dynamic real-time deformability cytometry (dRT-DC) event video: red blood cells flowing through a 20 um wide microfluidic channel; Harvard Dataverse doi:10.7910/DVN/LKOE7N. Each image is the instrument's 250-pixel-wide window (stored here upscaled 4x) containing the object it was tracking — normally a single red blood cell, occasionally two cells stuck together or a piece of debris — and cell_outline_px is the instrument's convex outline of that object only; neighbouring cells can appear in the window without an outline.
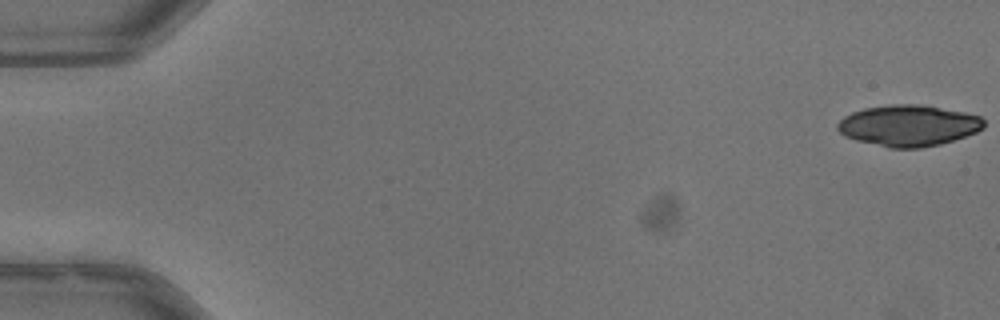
{"species": "common noctule bat (a hibernating species)", "species_latin": "Nyctalus noctula", "temperature_condition": "warm", "stored_images_in_passage": 52, "camera_frame_rate_fps": 3000, "um_per_image_px": 0.085, "animal": {"sex": "male", "body_mass_g": 13.3}, "frame": {"image": 1, "passage_image": 1, "time_ms": 0.0, "image_size_px": [1000, 320], "cell_outline_px": [[984, 128], [976, 132], [940, 144], [920, 148], [888, 148], [856, 140], [844, 136], [836, 128], [836, 124], [844, 116], [852, 112], [864, 108], [888, 104], [920, 104], [964, 112], [980, 116], [984, 120]], "centroid_in_image_um": [77.19, 10.67], "position_along_channel_um": 7.8, "area_um2": 35.2}}